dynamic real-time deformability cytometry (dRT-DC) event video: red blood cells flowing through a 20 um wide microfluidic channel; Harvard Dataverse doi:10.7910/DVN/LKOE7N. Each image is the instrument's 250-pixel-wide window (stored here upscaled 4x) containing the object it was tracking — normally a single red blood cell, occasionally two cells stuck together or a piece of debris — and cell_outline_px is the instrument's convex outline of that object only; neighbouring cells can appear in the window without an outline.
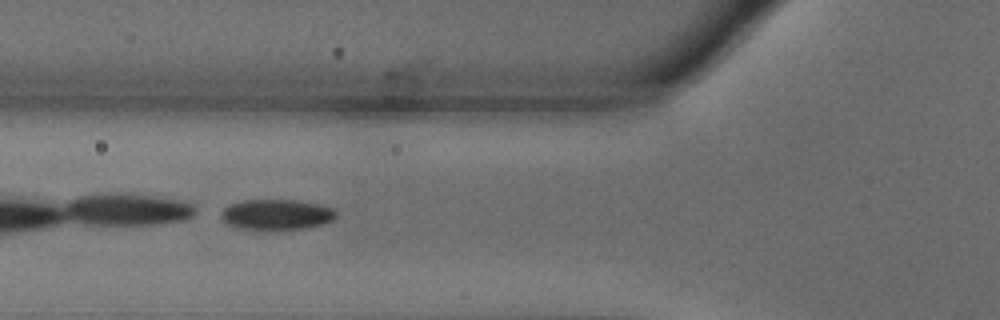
{"species": "common noctule bat (a hibernating species)", "species_latin": "Nyctalus noctula", "temperature_condition": "warm", "stored_images_in_passage": 23, "camera_frame_rate_fps": 3000, "um_per_image_px": 0.085, "animal": {"sex": "male", "body_mass_g": 18.8}, "frame": {"image": 1, "passage_image": 4, "time_ms": 1.0, "image_size_px": [1000, 320], "cell_outline_px": [[336, 216], [332, 220], [320, 224], [304, 228], [272, 232], [268, 232], [240, 228], [228, 224], [220, 216], [220, 212], [228, 204], [244, 200], [296, 200], [336, 208]], "centroid_in_image_um": [23.47, 18.26], "position_along_channel_um": 102.3, "area_um2": 20.92}}
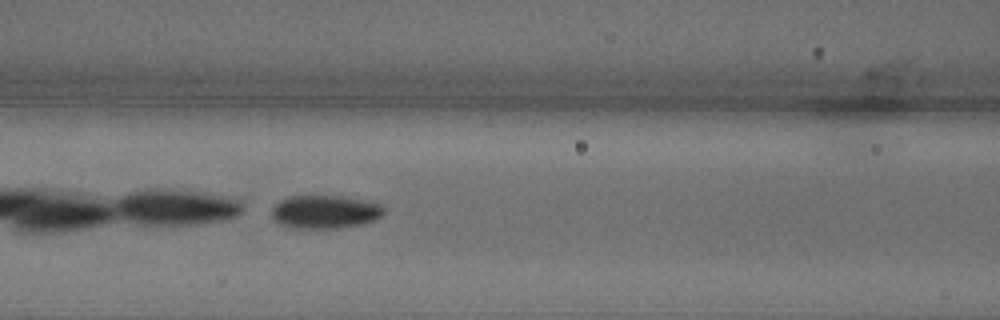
{"frame": {"image": 2, "passage_image": 7, "time_ms": 2.0, "image_size_px": [1000, 320], "cell_outline_px": [[384, 212], [380, 216], [372, 220], [360, 224], [340, 228], [288, 228], [272, 220], [272, 208], [280, 200], [292, 196], [344, 196], [380, 204], [384, 208]], "centroid_in_image_um": [27.57, 18.01], "position_along_channel_um": 139.0, "area_um2": 21.68}}
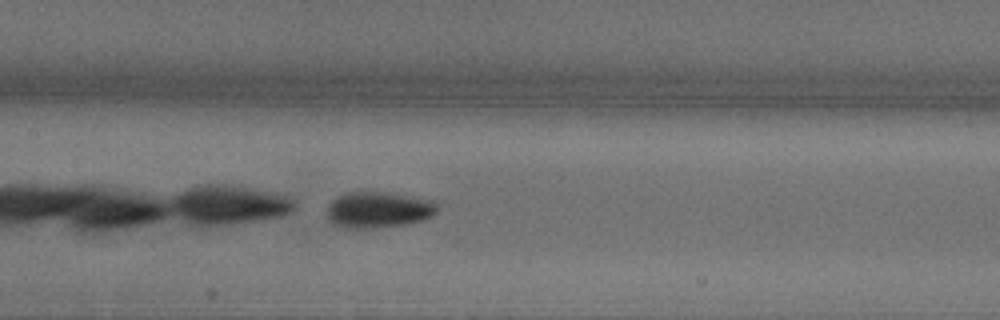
{"frame": {"image": 3, "passage_image": 10, "time_ms": 3.0, "image_size_px": [1000, 320], "cell_outline_px": [[440, 208], [432, 216], [424, 220], [404, 224], [364, 228], [340, 228], [332, 224], [328, 216], [328, 204], [336, 196], [344, 192], [388, 192], [436, 200]], "centroid_in_image_um": [32.19, 17.81], "position_along_channel_um": 175.2, "area_um2": 23.52}}